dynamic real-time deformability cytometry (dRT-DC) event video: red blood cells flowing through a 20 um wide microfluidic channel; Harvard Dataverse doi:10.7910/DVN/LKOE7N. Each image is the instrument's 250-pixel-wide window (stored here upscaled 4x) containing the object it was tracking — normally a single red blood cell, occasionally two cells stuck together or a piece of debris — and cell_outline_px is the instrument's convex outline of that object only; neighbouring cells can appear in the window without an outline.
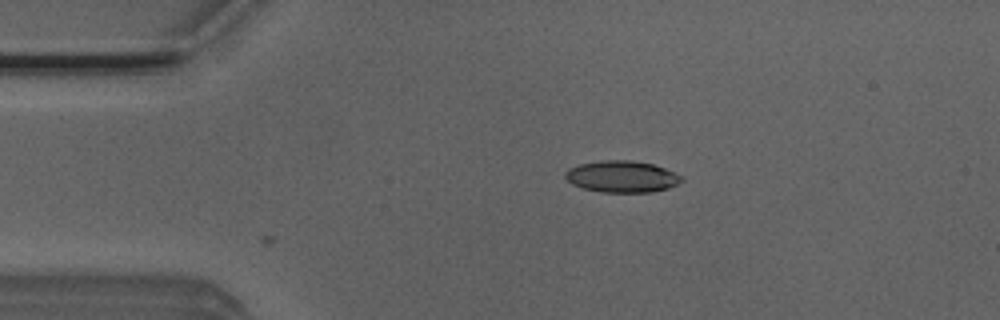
{"species": "Egyptian fruit bat (a non-hibernating species)", "species_latin": "Rousettus aegyptiacus", "temperature_condition": "room temperature", "stored_images_in_passage": 2, "camera_frame_rate_fps": 3000, "um_per_image_px": 0.085, "animal": {"sex": "male"}, "frame": {"image": 1, "passage_image": 1, "time_ms": 0.0, "image_size_px": [1000, 320], "cell_outline_px": [[684, 180], [668, 188], [652, 192], [600, 192], [584, 188], [572, 184], [564, 176], [564, 172], [568, 168], [580, 164], [604, 160], [632, 160], [652, 164], [664, 168], [684, 176]], "centroid_in_image_um": [52.87, 15.01], "position_along_channel_um": 32.1, "area_um2": 21.44}}